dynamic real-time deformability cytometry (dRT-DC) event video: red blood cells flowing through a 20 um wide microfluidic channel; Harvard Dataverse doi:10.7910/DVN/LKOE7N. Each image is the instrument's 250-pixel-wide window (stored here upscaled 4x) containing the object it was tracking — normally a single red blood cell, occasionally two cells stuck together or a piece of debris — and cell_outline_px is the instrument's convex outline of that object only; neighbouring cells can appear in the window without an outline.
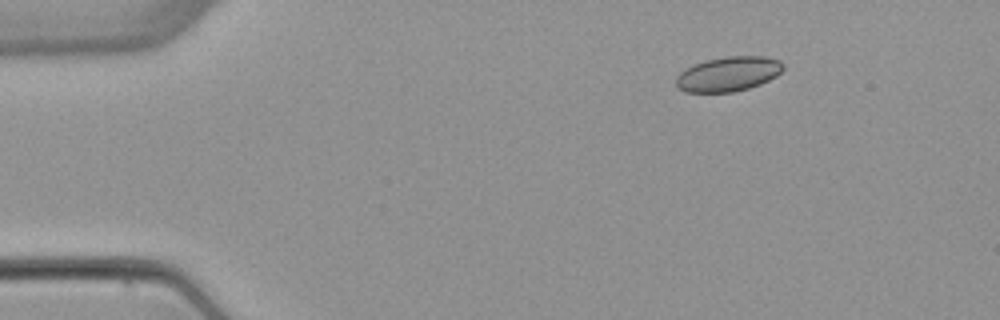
{"species": "common noctule bat (a hibernating species)", "species_latin": "Nyctalus noctula", "temperature_condition": "warm", "stored_images_in_passage": 5, "camera_frame_rate_fps": 3000, "um_per_image_px": 0.085, "animal": {"sex": "female", "body_mass_g": 22.7, "forearm_length_mm": 54.2}, "frame": {"image": 1, "passage_image": 3, "time_ms": 2.333, "image_size_px": [1000, 320], "cell_outline_px": [[784, 68], [776, 76], [760, 84], [748, 88], [732, 92], [684, 92], [676, 88], [676, 76], [680, 72], [692, 64], [704, 60], [728, 56], [764, 56], [780, 60], [784, 64]], "centroid_in_image_um": [61.88, 6.28], "position_along_channel_um": 23.1, "area_um2": 21.85}}
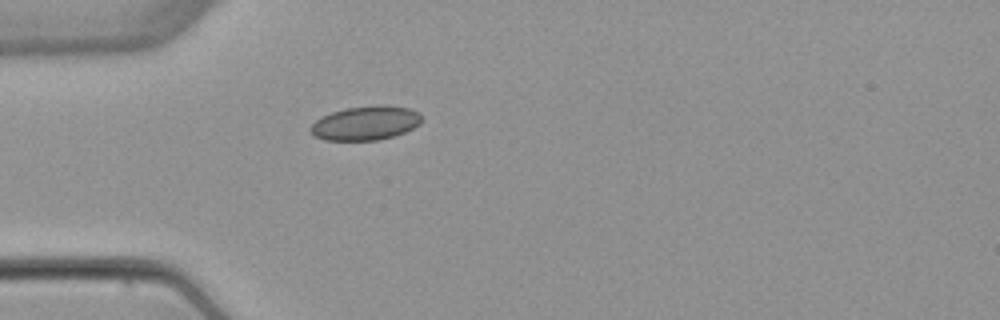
{"frame": {"image": 2, "passage_image": 5, "time_ms": 5.0, "image_size_px": [1000, 320], "cell_outline_px": [[420, 124], [404, 132], [380, 140], [324, 140], [312, 136], [308, 128], [316, 120], [332, 112], [344, 108], [376, 104], [384, 104], [408, 108], [420, 112]], "centroid_in_image_um": [31.04, 10.45], "position_along_channel_um": 54.0, "area_um2": 22.25}}